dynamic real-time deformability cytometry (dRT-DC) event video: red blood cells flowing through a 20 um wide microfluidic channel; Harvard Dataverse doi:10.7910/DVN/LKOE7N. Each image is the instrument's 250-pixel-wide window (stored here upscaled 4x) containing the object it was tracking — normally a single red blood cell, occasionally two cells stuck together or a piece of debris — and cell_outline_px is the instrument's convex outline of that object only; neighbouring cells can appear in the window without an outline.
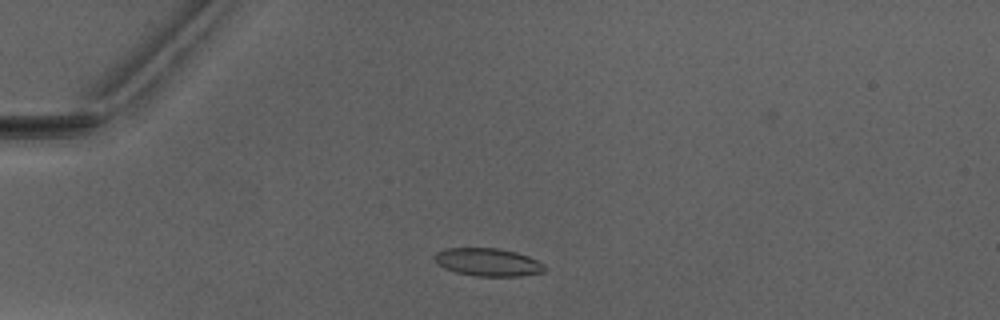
{"species": "Egyptian fruit bat (a non-hibernating species)", "species_latin": "Rousettus aegyptiacus", "temperature_condition": "warm", "stored_images_in_passage": 34, "camera_frame_rate_fps": 3000, "um_per_image_px": 0.085, "animal": {"sex": "male"}, "frame": {"image": 1, "passage_image": 4, "time_ms": 1.0, "image_size_px": [1000, 320], "cell_outline_px": [[548, 268], [544, 272], [520, 276], [476, 276], [456, 272], [444, 268], [432, 256], [436, 252], [444, 248], [500, 248], [516, 252], [528, 256], [544, 264]], "centroid_in_image_um": [41.49, 22.28], "position_along_channel_um": 43.5, "area_um2": 17.98}}
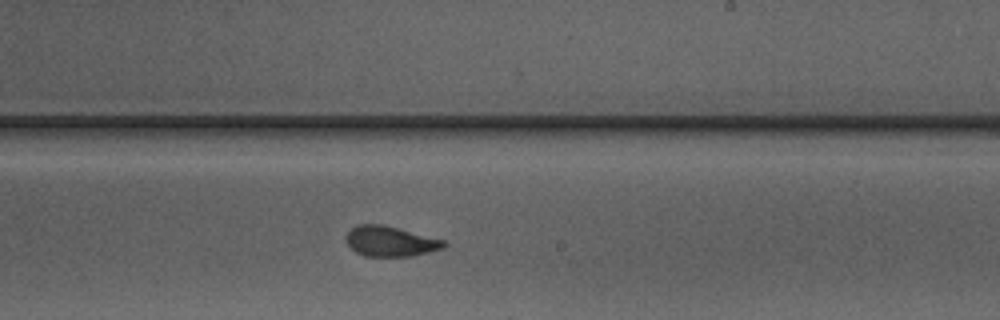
{"frame": {"image": 2, "passage_image": 22, "time_ms": 7.0, "image_size_px": [1000, 320], "cell_outline_px": [[448, 244], [444, 248], [412, 256], [364, 256], [356, 252], [348, 244], [344, 236], [356, 224], [380, 224], [444, 240]], "centroid_in_image_um": [33.16, 20.52], "position_along_channel_um": 255.8, "area_um2": 17.05}}
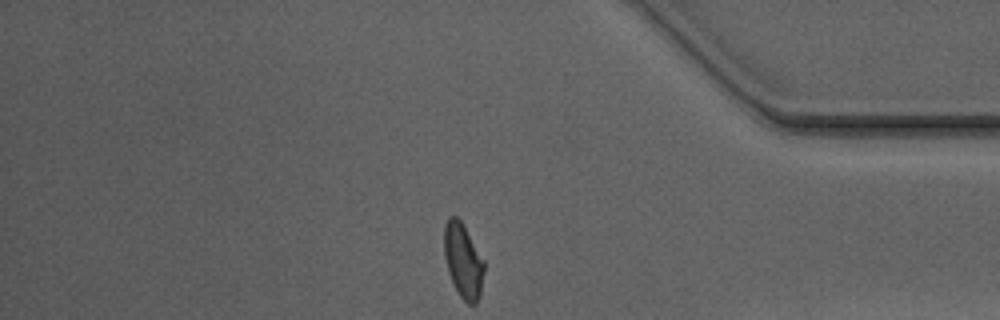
{"frame": {"image": 3, "passage_image": 34, "time_ms": 11.0, "image_size_px": [1000, 320], "cell_outline_px": [[484, 272], [480, 296], [476, 304], [468, 304], [460, 296], [448, 272], [444, 256], [444, 224], [448, 216], [456, 216], [460, 220], [484, 260]], "centroid_in_image_um": [39.36, 22.16], "position_along_channel_um": 395.8, "area_um2": 17.28}, "authors_computed_cell_mechanics": {"area_um2": 17.6001, "velocity_mm_per_s": 4.0805, "shape_relaxation_time_tau1_ms": null, "shape_relaxation_time_tau2_ms": 1.0263, "deformation_change_tau1": null, "deformation_change_tau2": 0.0745}}